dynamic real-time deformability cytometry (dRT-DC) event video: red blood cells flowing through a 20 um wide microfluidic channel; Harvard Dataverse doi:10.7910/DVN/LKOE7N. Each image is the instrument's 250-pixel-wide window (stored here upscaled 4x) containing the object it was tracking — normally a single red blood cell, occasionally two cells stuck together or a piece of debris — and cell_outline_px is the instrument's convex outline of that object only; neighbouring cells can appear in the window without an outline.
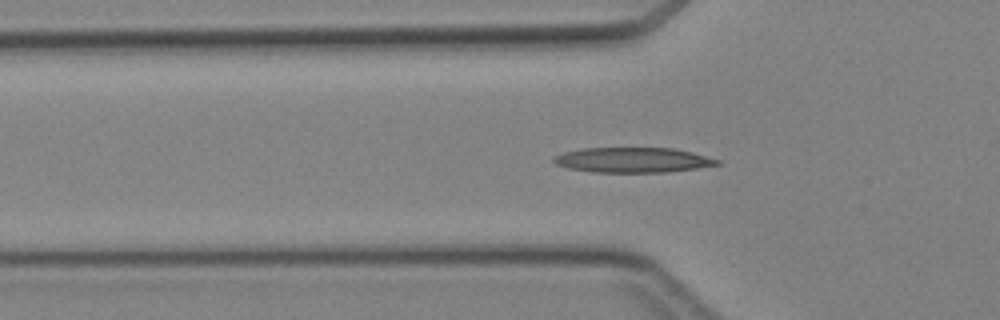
{"species": "Egyptian fruit bat (a non-hibernating species)", "species_latin": "Rousettus aegyptiacus", "temperature_condition": "cold", "stored_images_in_passage": 34, "camera_frame_rate_fps": 3000, "um_per_image_px": 0.085, "animal": {"sex": "female"}, "frame": {"image": 1, "passage_image": 3, "time_ms": 0.667, "image_size_px": [1000, 320], "cell_outline_px": [[720, 164], [696, 168], [668, 172], [596, 172], [568, 168], [556, 164], [552, 160], [556, 156], [564, 152], [580, 148], [672, 148], [692, 152], [720, 160]], "centroid_in_image_um": [53.79, 13.59], "position_along_channel_um": 72.0, "area_um2": 23.7}}
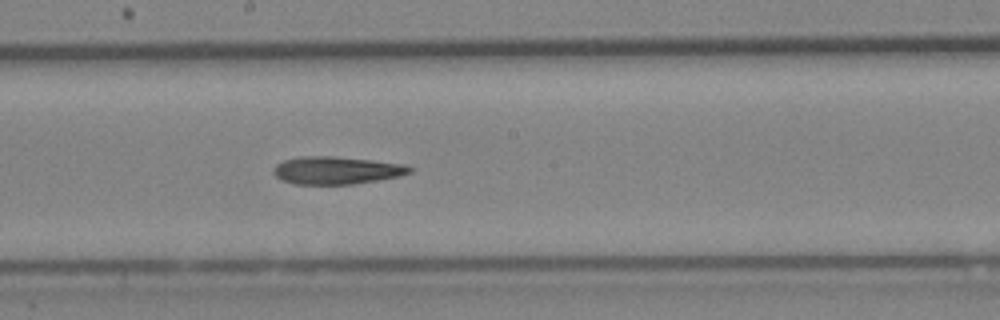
{"frame": {"image": 2, "passage_image": 13, "time_ms": 4.0, "image_size_px": [1000, 320], "cell_outline_px": [[412, 172], [400, 176], [352, 184], [296, 184], [280, 180], [272, 172], [272, 168], [276, 164], [284, 160], [300, 156], [336, 156], [372, 160], [404, 164], [412, 168]], "centroid_in_image_um": [28.57, 14.47], "position_along_channel_um": 219.6, "area_um2": 22.02}}
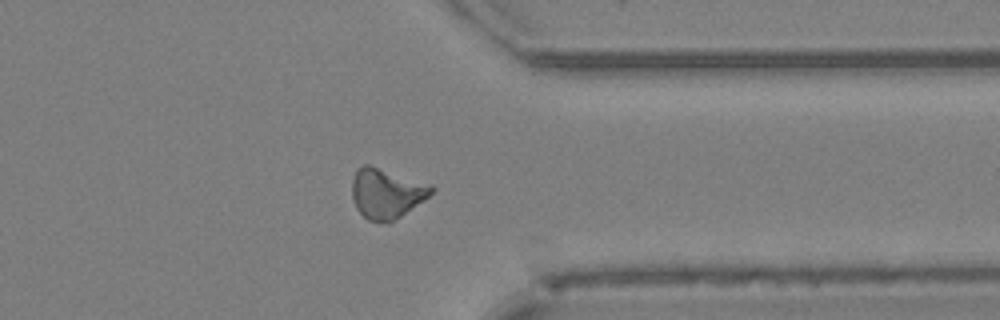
{"frame": {"image": 3, "passage_image": 24, "time_ms": 7.667, "image_size_px": [1000, 320], "cell_outline_px": [[436, 188], [424, 200], [388, 224], [368, 220], [356, 208], [352, 196], [352, 180], [356, 168], [364, 164], [368, 164], [432, 184]], "centroid_in_image_um": [32.84, 16.42], "position_along_channel_um": 378.6, "area_um2": 23.24}}